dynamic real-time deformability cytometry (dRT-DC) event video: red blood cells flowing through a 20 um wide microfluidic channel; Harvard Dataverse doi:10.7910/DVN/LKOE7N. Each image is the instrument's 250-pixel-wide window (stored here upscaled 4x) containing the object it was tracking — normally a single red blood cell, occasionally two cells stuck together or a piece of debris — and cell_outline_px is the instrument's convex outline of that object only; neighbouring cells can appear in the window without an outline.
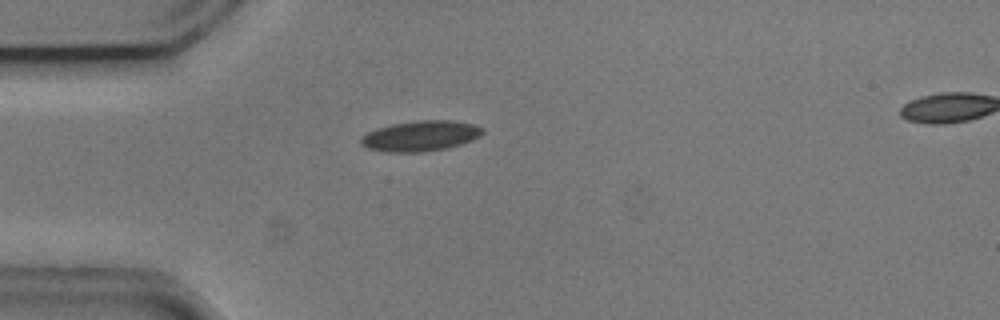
{"species": "common noctule bat (a hibernating species)", "species_latin": "Nyctalus noctula", "temperature_condition": "cold", "stored_images_in_passage": 38, "camera_frame_rate_fps": 3000, "um_per_image_px": 0.085, "animal": {"sex": "male", "body_mass_g": 20.5, "forearm_length_mm": 52.5}, "frame": {"image": 1, "passage_image": 4, "time_ms": 1.0, "image_size_px": [1000, 320], "cell_outline_px": [[484, 132], [480, 136], [472, 140], [460, 144], [444, 148], [420, 152], [388, 152], [368, 148], [360, 144], [360, 136], [376, 128], [392, 124], [420, 120], [452, 120], [476, 124], [484, 128]], "centroid_in_image_um": [35.75, 11.54], "position_along_channel_um": 49.3, "area_um2": 21.62}}
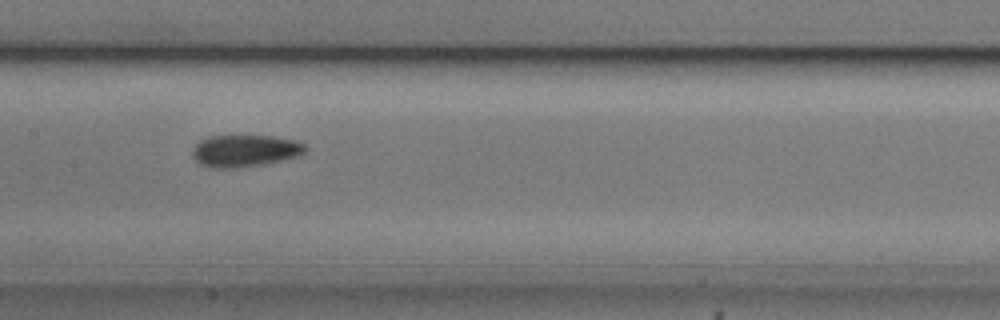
{"frame": {"image": 2, "passage_image": 16, "time_ms": 5.0, "image_size_px": [1000, 320], "cell_outline_px": [[308, 148], [304, 152], [296, 156], [264, 164], [236, 168], [212, 168], [200, 164], [192, 156], [192, 148], [200, 140], [208, 136], [272, 136], [296, 140], [304, 144]], "centroid_in_image_um": [20.79, 12.81], "position_along_channel_um": 186.6, "area_um2": 21.04}}
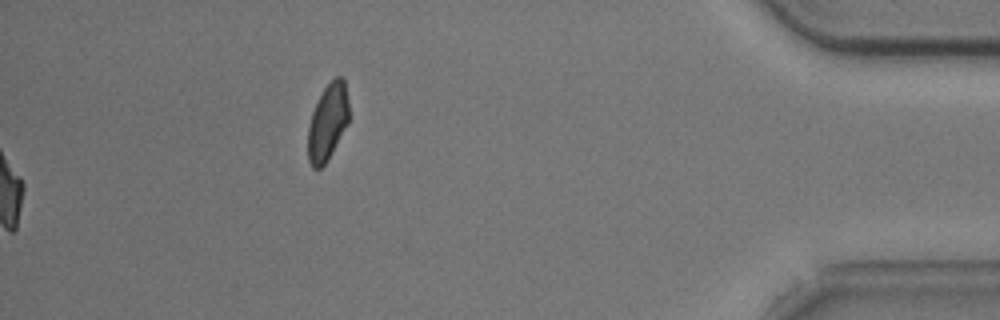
{"frame": {"image": 3, "passage_image": 38, "time_ms": 12.333, "image_size_px": [1000, 320], "cell_outline_px": [[348, 124], [328, 160], [320, 168], [312, 168], [308, 160], [308, 128], [312, 112], [324, 88], [336, 76], [344, 76], [348, 100]], "centroid_in_image_um": [27.86, 10.38], "position_along_channel_um": 407.3, "area_um2": 18.26}, "authors_computed_cell_mechanics": {"area_um2": 20.3456, "velocity_mm_per_s": 3.7056, "shape_relaxation_time_tau1_ms": 5.1396, "shape_relaxation_time_tau2_ms": 2.9232, "deformation_change_tau1": 0.1293, "deformation_change_tau2": 0.0794}}